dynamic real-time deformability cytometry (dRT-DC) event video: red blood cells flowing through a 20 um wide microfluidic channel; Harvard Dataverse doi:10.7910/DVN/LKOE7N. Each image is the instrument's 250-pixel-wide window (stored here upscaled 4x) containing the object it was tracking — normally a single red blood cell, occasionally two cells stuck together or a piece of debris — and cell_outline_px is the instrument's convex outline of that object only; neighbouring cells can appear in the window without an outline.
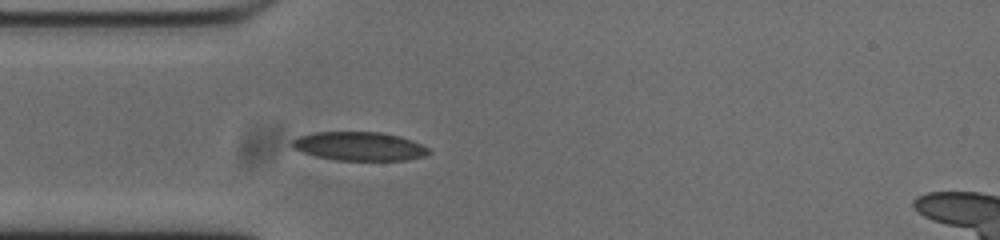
{"species": "common noctule bat (a hibernating species)", "species_latin": "Nyctalus noctula", "temperature_condition": "cold", "stored_images_in_passage": 41, "camera_frame_rate_fps": 3000, "um_per_image_px": 0.085, "animal": {"sex": "male", "body_mass_g": 20.0, "forearm_length_mm": 53.3}, "frame": {"image": 1, "passage_image": 6, "time_ms": 1.667, "image_size_px": [1000, 240], "cell_outline_px": [[432, 152], [424, 156], [408, 160], [336, 160], [316, 156], [292, 148], [288, 144], [296, 136], [316, 132], [380, 132], [400, 136], [412, 140], [428, 148]], "centroid_in_image_um": [30.51, 12.43], "position_along_channel_um": 54.5, "area_um2": 23.0}}
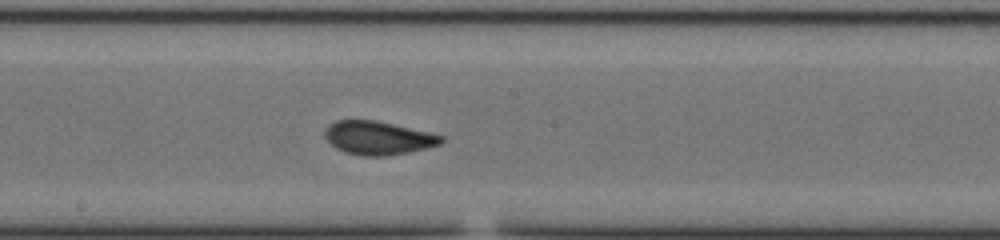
{"frame": {"image": 2, "passage_image": 19, "time_ms": 6.0, "image_size_px": [1000, 240], "cell_outline_px": [[444, 140], [440, 144], [408, 152], [384, 156], [364, 156], [344, 152], [336, 148], [324, 136], [324, 132], [328, 124], [336, 120], [376, 120], [428, 132], [444, 136]], "centroid_in_image_um": [32.11, 11.72], "position_along_channel_um": 216.1, "area_um2": 22.54}}
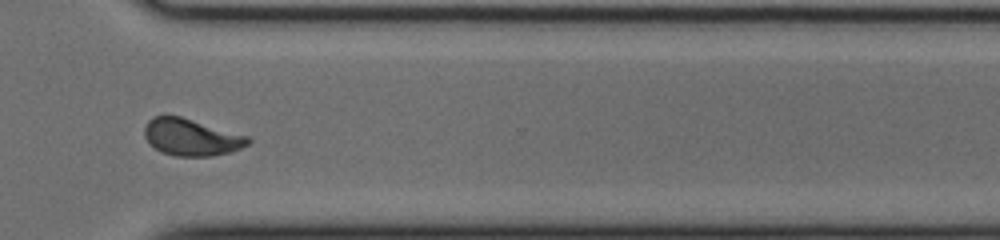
{"frame": {"image": 3, "passage_image": 30, "time_ms": 9.667, "image_size_px": [1000, 240], "cell_outline_px": [[252, 140], [248, 144], [232, 152], [212, 156], [176, 156], [160, 152], [144, 136], [144, 128], [148, 120], [152, 116], [180, 116], [248, 136]], "centroid_in_image_um": [16.26, 11.67], "position_along_channel_um": 354.3, "area_um2": 22.14}, "authors_computed_cell_mechanics": {"area_um2": 22.4842, "velocity_mm_per_s": 3.7722, "shape_relaxation_time_tau1_ms": 5.7521, "shape_relaxation_time_tau2_ms": 0.9098, "deformation_change_tau1": 0.1594, "deformation_change_tau2": 0.0824}}